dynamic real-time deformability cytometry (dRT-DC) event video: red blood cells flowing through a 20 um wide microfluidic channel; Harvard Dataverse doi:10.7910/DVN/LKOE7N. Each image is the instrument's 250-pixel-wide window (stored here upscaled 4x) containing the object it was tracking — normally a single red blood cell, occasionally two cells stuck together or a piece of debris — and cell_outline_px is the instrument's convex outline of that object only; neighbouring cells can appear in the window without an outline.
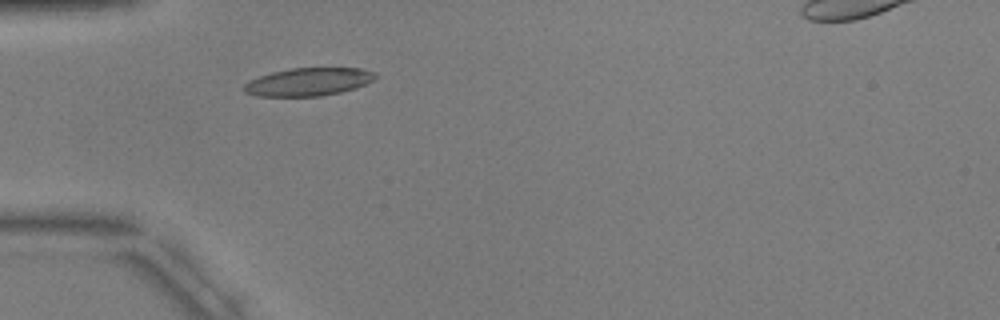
{"species": "common noctule bat (a hibernating species)", "species_latin": "Nyctalus noctula", "temperature_condition": "warm", "stored_images_in_passage": 3, "camera_frame_rate_fps": 3000, "um_per_image_px": 0.085, "animal": {"sex": "male", "body_mass_g": 17.9, "forearm_length_mm": 54.2}, "frame": {"image": 1, "passage_image": 3, "time_ms": 2.667, "image_size_px": [1000, 320], "cell_outline_px": [[376, 76], [372, 80], [356, 88], [340, 92], [320, 96], [256, 96], [244, 92], [240, 88], [248, 80], [272, 72], [292, 68], [360, 68], [376, 72]], "centroid_in_image_um": [26.16, 6.96], "position_along_channel_um": 58.8, "area_um2": 21.44}}